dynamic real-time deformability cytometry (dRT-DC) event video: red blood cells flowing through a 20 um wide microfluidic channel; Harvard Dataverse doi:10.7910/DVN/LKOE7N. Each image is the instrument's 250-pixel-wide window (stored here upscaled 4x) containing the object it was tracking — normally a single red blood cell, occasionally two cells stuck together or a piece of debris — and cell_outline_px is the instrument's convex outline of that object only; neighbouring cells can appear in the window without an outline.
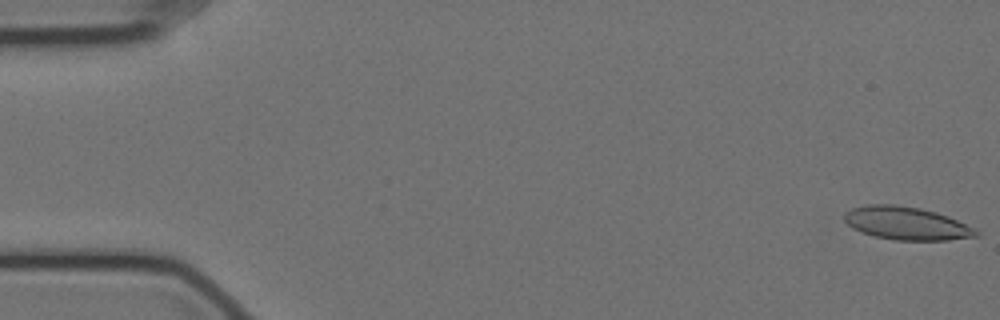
{"species": "Egyptian fruit bat (a non-hibernating species)", "species_latin": "Rousettus aegyptiacus", "temperature_condition": "cold", "stored_images_in_passage": 13, "camera_frame_rate_fps": 3000, "um_per_image_px": 0.085, "animal": {"sex": "female"}, "frame": {"image": 1, "passage_image": 1, "time_ms": 0.0, "image_size_px": [1000, 320], "cell_outline_px": [[980, 236], [948, 240], [896, 240], [876, 236], [860, 232], [852, 228], [844, 220], [844, 212], [852, 208], [868, 204], [896, 204], [920, 208], [936, 212], [948, 216], [976, 228], [980, 232]], "centroid_in_image_um": [77.07, 18.98], "position_along_channel_um": 7.9, "area_um2": 25.55}}